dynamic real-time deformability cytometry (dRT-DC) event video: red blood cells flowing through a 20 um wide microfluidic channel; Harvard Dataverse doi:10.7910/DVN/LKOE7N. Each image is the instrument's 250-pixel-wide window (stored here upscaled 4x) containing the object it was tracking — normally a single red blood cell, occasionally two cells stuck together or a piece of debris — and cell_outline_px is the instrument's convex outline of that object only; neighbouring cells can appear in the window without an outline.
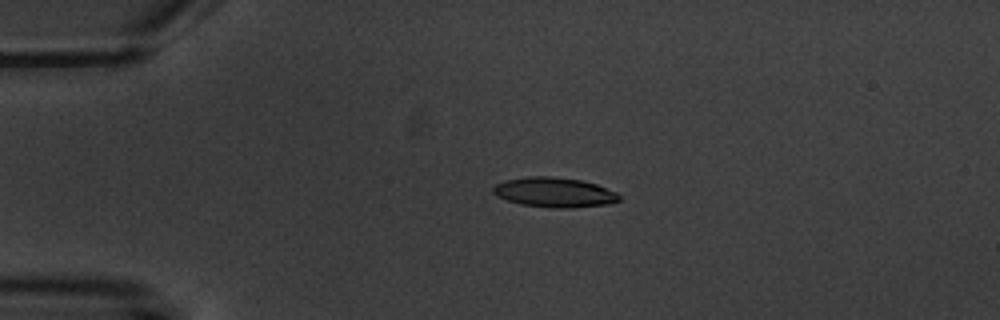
{"species": "common noctule bat (a hibernating species)", "species_latin": "Nyctalus noctula", "temperature_condition": "warm", "stored_images_in_passage": 4, "camera_frame_rate_fps": 3000, "um_per_image_px": 0.085, "animal": {"sex": "male", "body_mass_g": 20.1, "forearm_length_mm": 53.5}, "frame": {"image": 1, "passage_image": 3, "time_ms": 2.333, "image_size_px": [1000, 320], "cell_outline_px": [[620, 200], [608, 204], [572, 208], [548, 208], [520, 204], [496, 196], [492, 192], [492, 188], [496, 184], [504, 180], [528, 176], [548, 176], [580, 180], [596, 184], [616, 192], [620, 196]], "centroid_in_image_um": [47.09, 16.35], "position_along_channel_um": 37.9, "area_um2": 21.96}}